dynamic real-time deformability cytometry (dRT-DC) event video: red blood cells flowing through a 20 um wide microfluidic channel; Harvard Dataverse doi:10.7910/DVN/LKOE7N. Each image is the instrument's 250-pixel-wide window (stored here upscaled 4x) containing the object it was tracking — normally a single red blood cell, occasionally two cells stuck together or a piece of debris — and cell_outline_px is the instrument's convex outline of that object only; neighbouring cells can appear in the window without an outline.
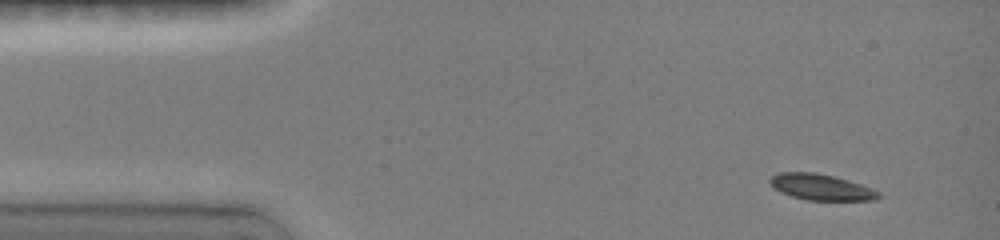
{"species": "common noctule bat (a hibernating species)", "species_latin": "Nyctalus noctula", "temperature_condition": "room temperature", "stored_images_in_passage": 5, "camera_frame_rate_fps": 3000, "um_per_image_px": 0.085, "animal": {"sex": "female", "body_mass_g": 19.0, "forearm_length_mm": 51.5}, "frame": {"image": 1, "passage_image": 1, "time_ms": 0.0, "image_size_px": [1000, 240], "cell_outline_px": [[884, 196], [876, 200], [804, 200], [780, 192], [768, 180], [772, 176], [780, 172], [816, 172], [848, 180], [872, 188], [880, 192]], "centroid_in_image_um": [69.84, 15.91], "position_along_channel_um": 15.2, "area_um2": 16.47}}
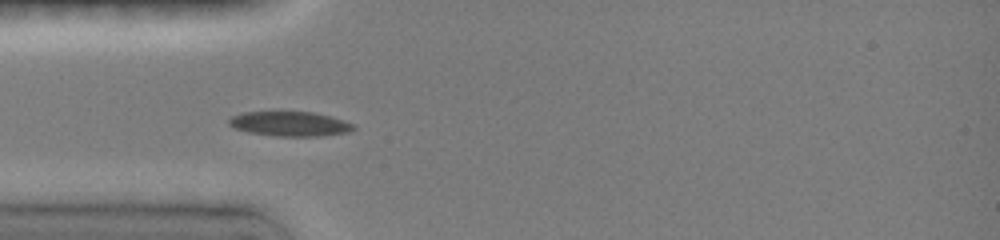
{"frame": {"image": 2, "passage_image": 4, "time_ms": 3.333, "image_size_px": [1000, 240], "cell_outline_px": [[356, 128], [348, 132], [324, 136], [276, 136], [248, 132], [236, 128], [228, 124], [228, 120], [232, 116], [240, 112], [316, 112], [332, 116], [356, 124]], "centroid_in_image_um": [24.69, 10.52], "position_along_channel_um": 60.3, "area_um2": 18.09}}